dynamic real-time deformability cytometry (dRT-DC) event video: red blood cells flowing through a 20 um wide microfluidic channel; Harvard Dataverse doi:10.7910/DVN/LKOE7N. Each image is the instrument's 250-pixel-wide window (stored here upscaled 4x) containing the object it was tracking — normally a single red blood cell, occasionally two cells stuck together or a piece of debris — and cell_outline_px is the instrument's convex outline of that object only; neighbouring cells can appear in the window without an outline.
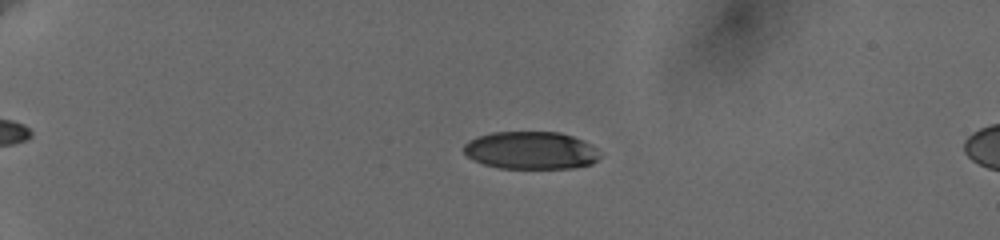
{"species": "human", "species_latin": "Homo sapiens", "temperature_condition": "cold", "stored_images_in_passage": 31, "camera_frame_rate_fps": 3000, "um_per_image_px": 0.085, "donor": {"sex": "female"}, "frame": {"image": 1, "passage_image": 17, "time_ms": 5.333, "image_size_px": [1000, 240], "cell_outline_px": [[600, 156], [592, 164], [572, 168], [500, 168], [484, 164], [472, 160], [464, 152], [464, 144], [468, 140], [492, 132], [560, 132], [584, 140], [596, 148]], "centroid_in_image_um": [45.12, 12.78], "position_along_channel_um": 39.9, "area_um2": 29.88}}